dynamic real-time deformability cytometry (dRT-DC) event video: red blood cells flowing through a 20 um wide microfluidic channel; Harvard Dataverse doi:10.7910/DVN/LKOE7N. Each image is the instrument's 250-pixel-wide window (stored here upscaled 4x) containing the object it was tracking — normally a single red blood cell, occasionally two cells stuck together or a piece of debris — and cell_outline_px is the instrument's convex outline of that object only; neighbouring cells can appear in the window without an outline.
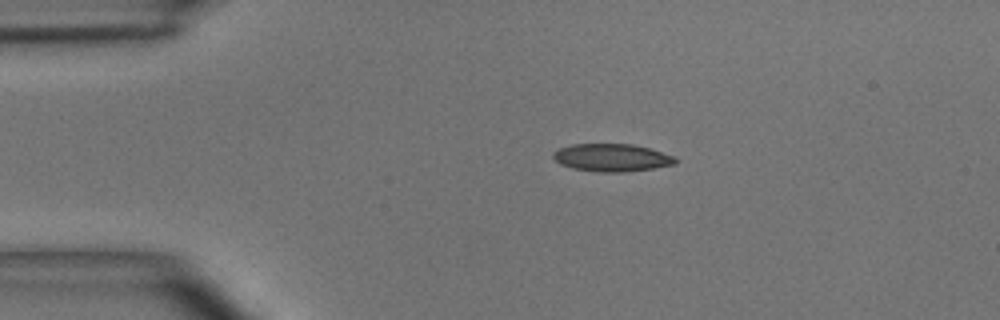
{"species": "common noctule bat (a hibernating species)", "species_latin": "Nyctalus noctula", "temperature_condition": "room temperature", "stored_images_in_passage": 41, "camera_frame_rate_fps": 3000, "um_per_image_px": 0.085, "animal": {"sex": "male", "body_mass_g": 15.6}, "frame": {"image": 1, "passage_image": 1, "time_ms": 0.0, "image_size_px": [1000, 320], "cell_outline_px": [[676, 164], [652, 168], [624, 172], [600, 172], [572, 168], [560, 164], [552, 156], [552, 152], [560, 148], [572, 144], [632, 144], [648, 148], [672, 156], [676, 160]], "centroid_in_image_um": [51.95, 13.4], "position_along_channel_um": 33.0, "area_um2": 19.48}}
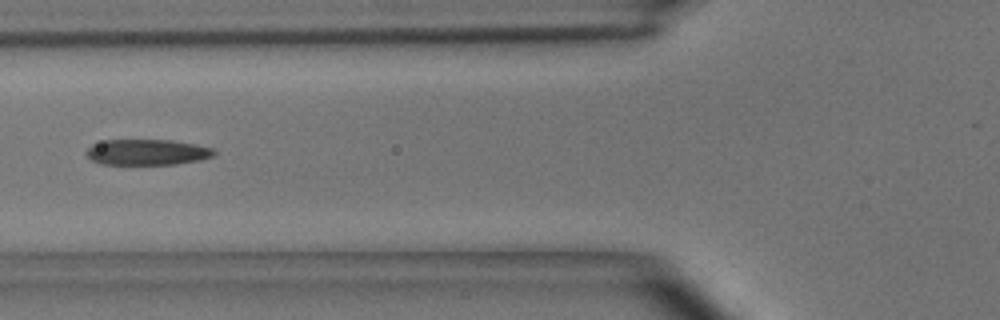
{"frame": {"image": 2, "passage_image": 10, "time_ms": 3.0, "image_size_px": [1000, 320], "cell_outline_px": [[216, 152], [212, 156], [200, 160], [176, 164], [100, 164], [92, 160], [84, 152], [92, 144], [104, 140], [172, 140], [196, 144], [212, 148]], "centroid_in_image_um": [12.49, 12.93], "position_along_channel_um": 113.3, "area_um2": 19.19}}
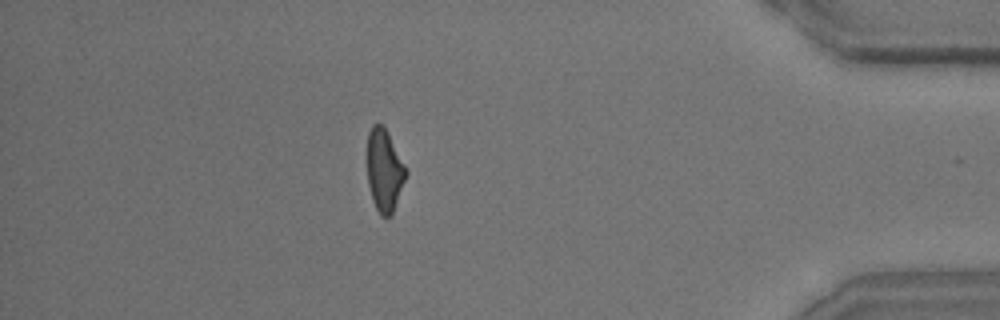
{"frame": {"image": 3, "passage_image": 35, "time_ms": 11.333, "image_size_px": [1000, 320], "cell_outline_px": [[408, 172], [392, 216], [380, 216], [372, 200], [368, 184], [368, 132], [372, 124], [384, 124]], "centroid_in_image_um": [32.68, 14.49], "position_along_channel_um": 402.5, "area_um2": 18.61}, "authors_computed_cell_mechanics": {"area_um2": 19.4786, "velocity_mm_per_s": 3.9851, "shape_relaxation_time_tau1_ms": 6.7347, "shape_relaxation_time_tau2_ms": 2.0529, "deformation_change_tau1": 0.1964, "deformation_change_tau2": 0.1072}}